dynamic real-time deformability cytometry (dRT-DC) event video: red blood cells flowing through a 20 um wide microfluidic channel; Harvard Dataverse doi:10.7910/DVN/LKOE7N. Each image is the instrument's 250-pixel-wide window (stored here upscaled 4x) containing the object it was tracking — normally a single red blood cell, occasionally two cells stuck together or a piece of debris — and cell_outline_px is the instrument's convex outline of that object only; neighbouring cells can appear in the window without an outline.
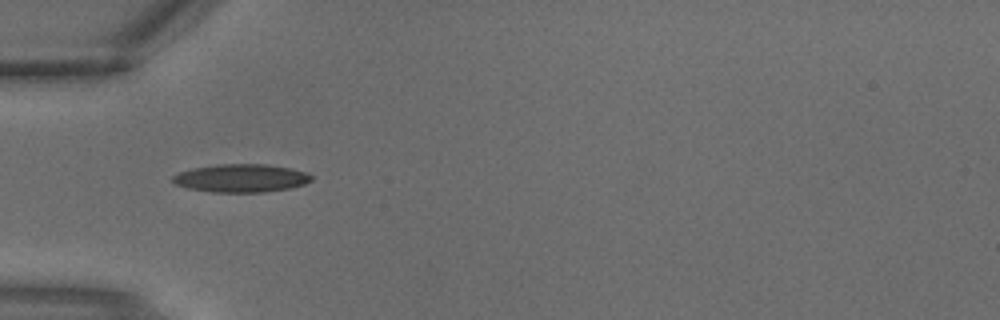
{"species": "common noctule bat (a hibernating species)", "species_latin": "Nyctalus noctula", "temperature_condition": "warm", "stored_images_in_passage": 1, "camera_frame_rate_fps": 3000, "um_per_image_px": 0.085, "animal": {"sex": "male", "body_mass_g": 18.8}, "frame": {"image": 1, "passage_image": 1, "time_ms": 0.0, "image_size_px": [1000, 320], "cell_outline_px": [[312, 180], [304, 184], [288, 188], [264, 192], [212, 192], [188, 188], [176, 184], [172, 180], [172, 176], [180, 172], [192, 168], [216, 164], [268, 164], [308, 172], [312, 176]], "centroid_in_image_um": [20.49, 15.13], "position_along_channel_um": 64.5, "area_um2": 22.66}}